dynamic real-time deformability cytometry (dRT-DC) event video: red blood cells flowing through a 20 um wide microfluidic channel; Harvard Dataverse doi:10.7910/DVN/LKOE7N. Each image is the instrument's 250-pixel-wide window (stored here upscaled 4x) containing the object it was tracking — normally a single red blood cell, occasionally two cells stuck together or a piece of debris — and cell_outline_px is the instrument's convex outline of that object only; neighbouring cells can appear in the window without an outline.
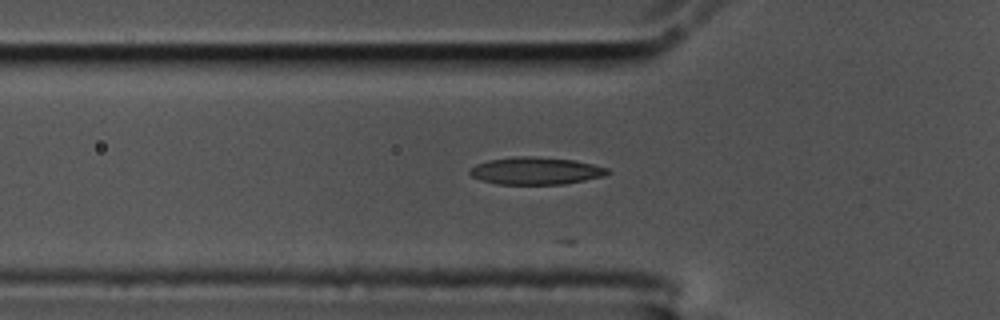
{"species": "common noctule bat (a hibernating species)", "species_latin": "Nyctalus noctula", "temperature_condition": "cold", "stored_images_in_passage": 24, "camera_frame_rate_fps": 3000, "um_per_image_px": 0.085, "animal": {"sex": "male", "body_mass_g": 17.5, "forearm_length_mm": 52.3}, "frame": {"image": 1, "passage_image": 17, "time_ms": 5.333, "image_size_px": [1000, 320], "cell_outline_px": [[612, 172], [604, 176], [564, 184], [496, 184], [480, 180], [472, 176], [468, 172], [476, 164], [488, 160], [516, 156], [532, 156], [572, 160], [592, 164], [608, 168]], "centroid_in_image_um": [45.54, 14.52], "position_along_channel_um": 80.3, "area_um2": 21.91}}